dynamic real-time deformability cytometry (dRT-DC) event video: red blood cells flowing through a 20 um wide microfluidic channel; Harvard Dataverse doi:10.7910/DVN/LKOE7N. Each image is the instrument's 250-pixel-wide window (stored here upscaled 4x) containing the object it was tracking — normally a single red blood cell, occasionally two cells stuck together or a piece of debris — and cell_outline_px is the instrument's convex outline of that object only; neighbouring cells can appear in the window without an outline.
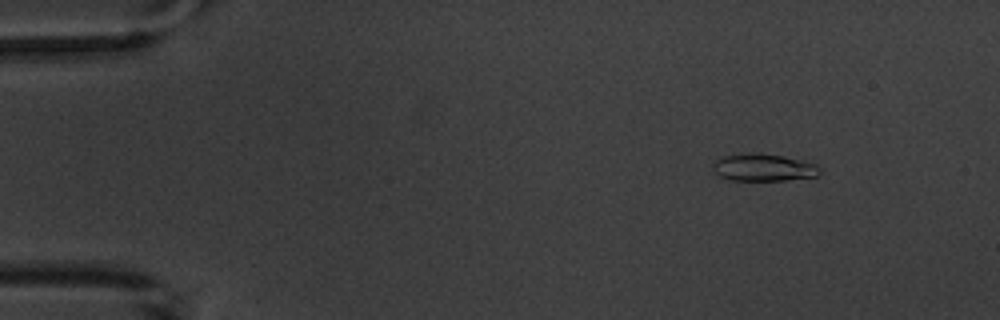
{"species": "common noctule bat (a hibernating species)", "species_latin": "Nyctalus noctula", "temperature_condition": "warm", "stored_images_in_passage": 4, "camera_frame_rate_fps": 3000, "um_per_image_px": 0.085, "animal": {"sex": "male", "body_mass_g": 20.1, "forearm_length_mm": 53.5}, "frame": {"image": 1, "passage_image": 2, "time_ms": 1.333, "image_size_px": [1000, 320], "cell_outline_px": [[820, 172], [816, 176], [784, 180], [728, 180], [720, 176], [712, 168], [712, 164], [720, 156], [748, 152], [760, 152], [784, 156], [816, 164], [820, 168]], "centroid_in_image_um": [64.85, 14.21], "position_along_channel_um": 20.2, "area_um2": 17.17}}